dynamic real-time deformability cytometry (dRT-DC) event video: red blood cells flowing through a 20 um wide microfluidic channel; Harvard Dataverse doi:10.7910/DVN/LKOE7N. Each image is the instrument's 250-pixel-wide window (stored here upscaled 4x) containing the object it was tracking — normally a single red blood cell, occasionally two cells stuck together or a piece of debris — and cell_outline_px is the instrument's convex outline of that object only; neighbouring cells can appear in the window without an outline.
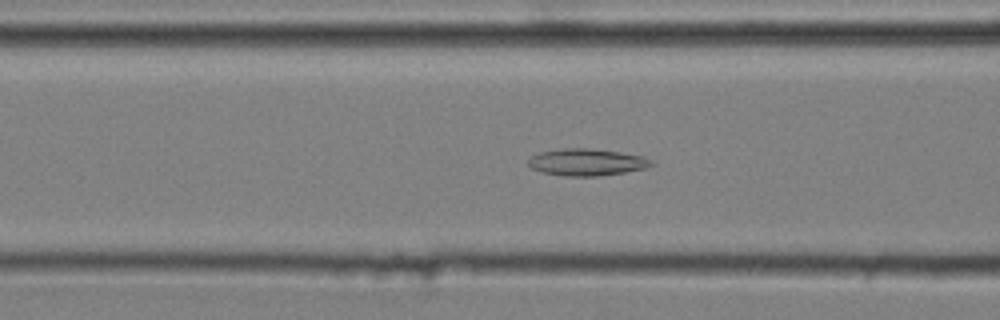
{"species": "common noctule bat (a hibernating species)", "species_latin": "Nyctalus noctula", "temperature_condition": "cold", "stored_images_in_passage": 52, "camera_frame_rate_fps": 3000, "um_per_image_px": 0.085, "animal": {"sex": "male", "body_mass_g": 20.4}, "frame": {"image": 1, "passage_image": 20, "time_ms": 6.333, "image_size_px": [1000, 320], "cell_outline_px": [[656, 164], [644, 168], [624, 172], [600, 176], [564, 176], [540, 172], [532, 168], [528, 164], [528, 160], [532, 156], [540, 152], [564, 148], [592, 148], [620, 152], [644, 156], [652, 160]], "centroid_in_image_um": [49.89, 13.78], "position_along_channel_um": 116.7, "area_um2": 19.42}}
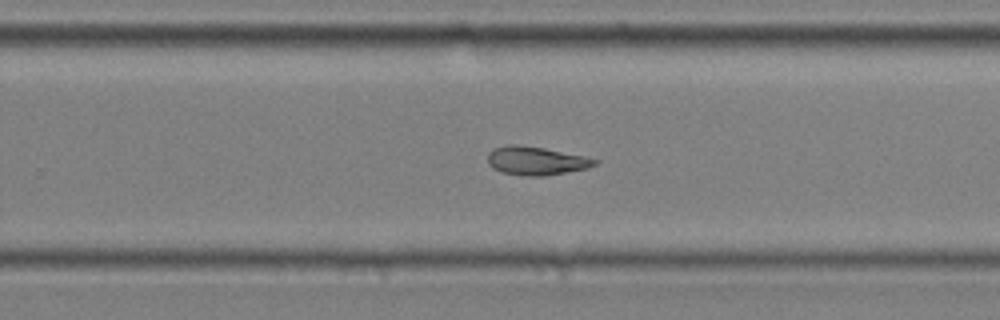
{"frame": {"image": 2, "passage_image": 34, "time_ms": 11.0, "image_size_px": [1000, 320], "cell_outline_px": [[600, 160], [596, 164], [588, 168], [544, 176], [524, 176], [500, 172], [492, 168], [488, 164], [488, 152], [492, 148], [508, 144], [516, 144], [544, 148], [584, 156]], "centroid_in_image_um": [45.53, 13.66], "position_along_channel_um": 284.3, "area_um2": 17.92}}
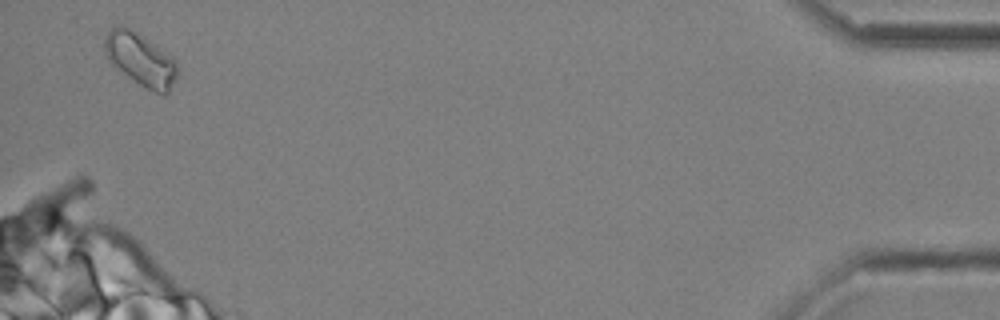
{"frame": {"image": 3, "passage_image": 51, "time_ms": 16.667, "image_size_px": [1000, 320], "cell_outline_px": [[180, 68], [168, 92], [164, 96], [144, 88], [116, 68], [108, 60], [104, 52], [104, 36], [112, 28], [128, 28], [144, 36], [172, 56], [176, 60]], "centroid_in_image_um": [11.97, 5.09], "position_along_channel_um": 423.2, "area_um2": 22.43}, "authors_computed_cell_mechanics": {"area_um2": 18.8717, "velocity_mm_per_s": 3.5979, "shape_relaxation_time_tau1_ms": null, "shape_relaxation_time_tau2_ms": 6.1631, "deformation_change_tau1": null, "deformation_change_tau2": 0.1411}}